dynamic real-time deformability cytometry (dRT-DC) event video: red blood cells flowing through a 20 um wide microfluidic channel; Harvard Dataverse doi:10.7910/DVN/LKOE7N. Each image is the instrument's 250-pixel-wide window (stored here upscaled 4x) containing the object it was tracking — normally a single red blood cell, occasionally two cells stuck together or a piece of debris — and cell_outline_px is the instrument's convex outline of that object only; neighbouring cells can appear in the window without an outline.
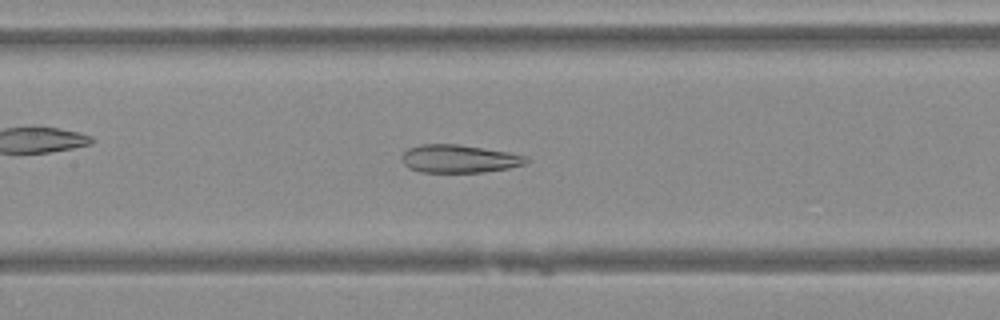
{"species": "Egyptian fruit bat (a non-hibernating species)", "species_latin": "Rousettus aegyptiacus", "temperature_condition": "warm", "stored_images_in_passage": 47, "camera_frame_rate_fps": 3000, "um_per_image_px": 0.085, "animal": {"sex": "female"}, "frame": {"image": 1, "passage_image": 22, "time_ms": 7.0, "image_size_px": [1000, 320], "cell_outline_px": [[528, 160], [524, 164], [508, 168], [484, 172], [420, 172], [408, 168], [400, 160], [400, 156], [408, 148], [420, 144], [456, 144], [484, 148], [508, 152], [524, 156]], "centroid_in_image_um": [38.95, 13.49], "position_along_channel_um": 168.5, "area_um2": 20.29}}
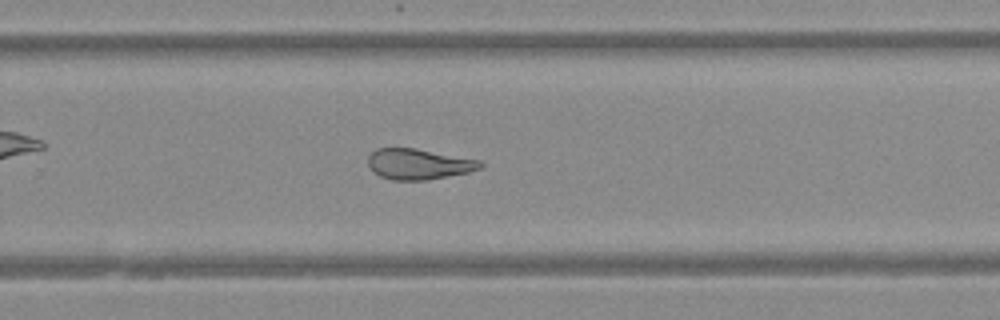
{"frame": {"image": 2, "passage_image": 31, "time_ms": 10.0, "image_size_px": [1000, 320], "cell_outline_px": [[484, 164], [480, 168], [468, 172], [428, 180], [392, 180], [380, 176], [368, 164], [368, 156], [376, 148], [416, 148], [480, 160]], "centroid_in_image_um": [35.59, 13.94], "position_along_channel_um": 294.2, "area_um2": 19.94}}
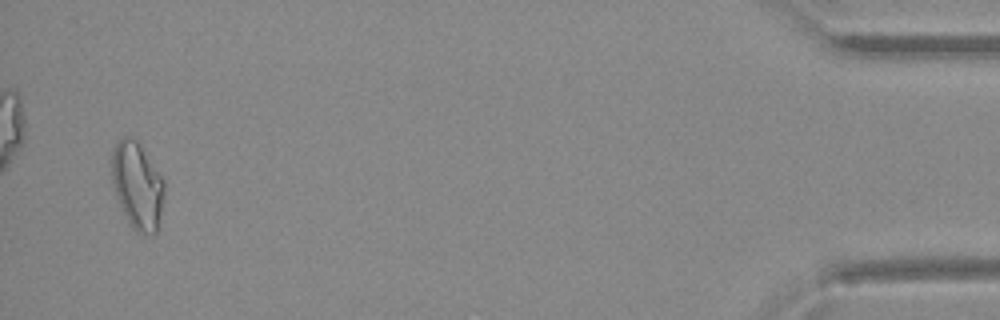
{"frame": {"image": 3, "passage_image": 46, "time_ms": 15.0, "image_size_px": [1000, 320], "cell_outline_px": [[164, 196], [160, 228], [152, 236], [136, 232], [132, 228], [120, 204], [112, 180], [112, 148], [124, 136], [128, 136], [136, 140], [164, 180]], "centroid_in_image_um": [11.71, 15.84], "position_along_channel_um": 423.5, "area_um2": 26.47}}